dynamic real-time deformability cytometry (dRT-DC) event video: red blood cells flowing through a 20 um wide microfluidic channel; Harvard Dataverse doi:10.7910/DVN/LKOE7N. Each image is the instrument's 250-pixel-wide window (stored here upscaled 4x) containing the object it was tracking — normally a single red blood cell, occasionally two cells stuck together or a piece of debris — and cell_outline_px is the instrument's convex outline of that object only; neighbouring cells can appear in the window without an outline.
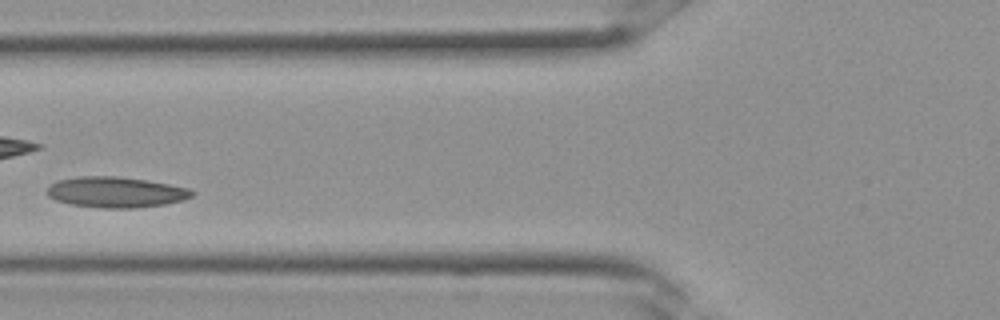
{"species": "Egyptian fruit bat (a non-hibernating species)", "species_latin": "Rousettus aegyptiacus", "temperature_condition": "room temperature", "stored_images_in_passage": 20, "camera_frame_rate_fps": 3000, "um_per_image_px": 0.085, "frame": {"image": 1, "passage_image": 6, "time_ms": 1.667, "image_size_px": [1000, 320], "cell_outline_px": [[196, 192], [192, 196], [184, 200], [164, 204], [132, 208], [100, 208], [72, 204], [56, 200], [48, 196], [44, 192], [56, 180], [80, 176], [116, 176], [144, 180], [192, 188]], "centroid_in_image_um": [9.85, 16.33], "position_along_channel_um": 116.0, "area_um2": 25.95}}
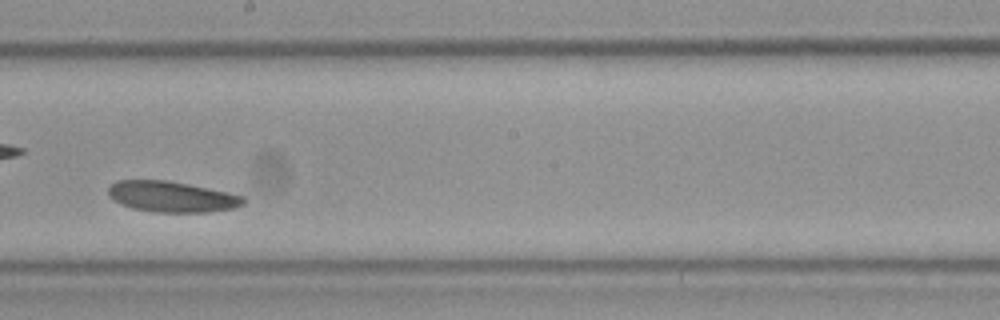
{"frame": {"image": 2, "passage_image": 12, "time_ms": 3.667, "image_size_px": [1000, 320], "cell_outline_px": [[244, 204], [232, 208], [208, 212], [152, 212], [132, 208], [112, 200], [108, 192], [108, 188], [116, 180], [164, 180], [188, 184], [244, 196]], "centroid_in_image_um": [14.56, 16.72], "position_along_channel_um": 233.6, "area_um2": 24.04}}